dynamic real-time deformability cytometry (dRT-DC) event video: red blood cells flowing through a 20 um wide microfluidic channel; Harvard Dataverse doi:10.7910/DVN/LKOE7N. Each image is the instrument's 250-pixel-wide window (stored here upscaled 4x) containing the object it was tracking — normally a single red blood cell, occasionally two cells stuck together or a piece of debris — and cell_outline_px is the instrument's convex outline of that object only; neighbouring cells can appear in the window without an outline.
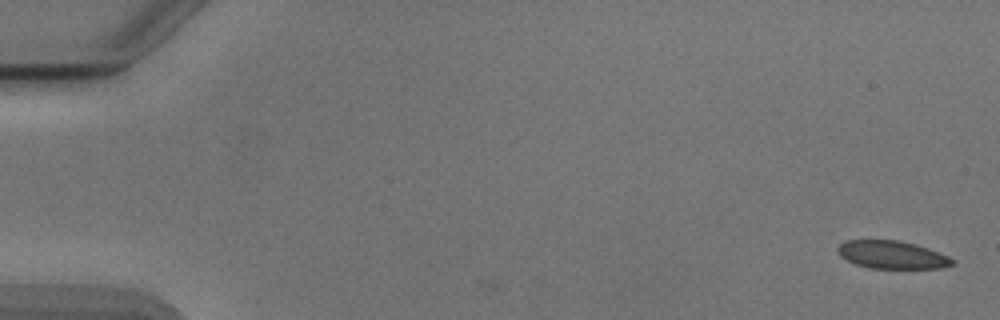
{"species": "Egyptian fruit bat (a non-hibernating species)", "species_latin": "Rousettus aegyptiacus", "temperature_condition": "cold", "stored_images_in_passage": 2, "camera_frame_rate_fps": 3000, "um_per_image_px": 0.085, "animal": {"sex": "male"}, "frame": {"image": 1, "passage_image": 2, "time_ms": 0.333, "image_size_px": [1000, 320], "cell_outline_px": [[956, 264], [940, 268], [868, 268], [856, 264], [840, 256], [836, 252], [836, 248], [844, 240], [900, 240], [916, 244], [928, 248], [948, 256], [956, 260]], "centroid_in_image_um": [75.82, 21.65], "position_along_channel_um": 9.2, "area_um2": 18.79}}